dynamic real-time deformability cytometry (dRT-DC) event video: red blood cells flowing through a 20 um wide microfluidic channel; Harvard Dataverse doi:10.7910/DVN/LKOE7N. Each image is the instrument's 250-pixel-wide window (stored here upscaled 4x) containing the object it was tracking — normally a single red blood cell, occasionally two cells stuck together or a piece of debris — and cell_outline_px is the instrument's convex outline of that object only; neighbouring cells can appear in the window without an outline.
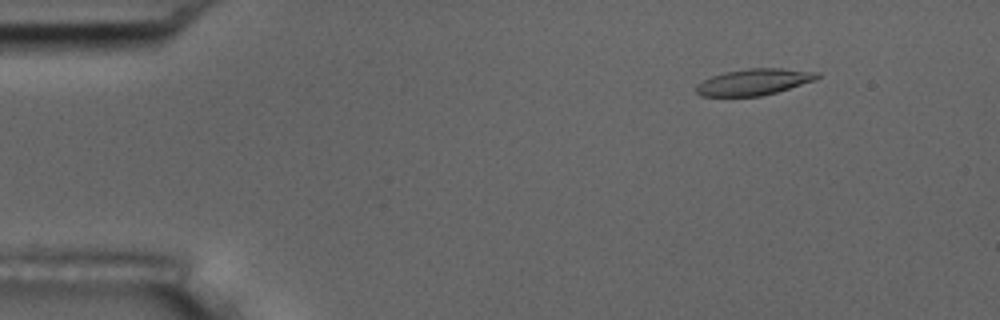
{"species": "common noctule bat (a hibernating species)", "species_latin": "Nyctalus noctula", "temperature_condition": "room temperature", "stored_images_in_passage": 9, "camera_frame_rate_fps": 3000, "um_per_image_px": 0.085, "animal": {"sex": "male", "body_mass_g": 17.5, "forearm_length_mm": 52.3}, "frame": {"image": 1, "passage_image": 2, "time_ms": 1.0, "image_size_px": [1000, 320], "cell_outline_px": [[820, 76], [816, 80], [776, 92], [760, 96], [700, 96], [696, 92], [696, 84], [712, 76], [724, 72], [748, 68], [780, 68], [820, 72]], "centroid_in_image_um": [64.09, 6.96], "position_along_channel_um": 20.9, "area_um2": 18.55}}
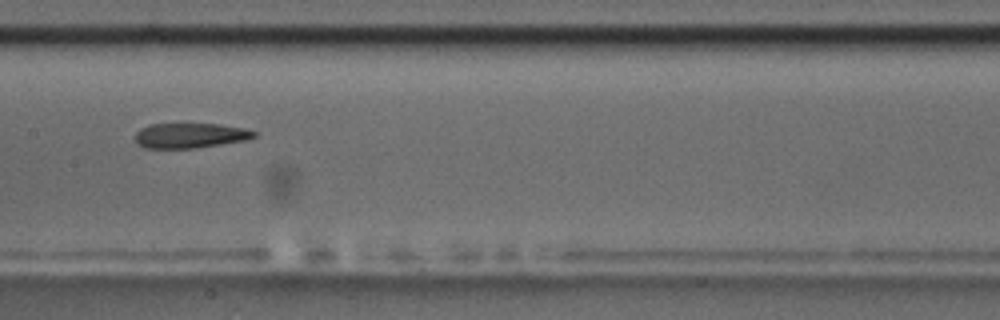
{"frame": {"image": 2, "passage_image": 8, "time_ms": 8.0, "image_size_px": [1000, 320], "cell_outline_px": [[256, 136], [248, 140], [196, 148], [144, 148], [136, 144], [136, 132], [140, 128], [148, 124], [216, 124], [244, 128], [256, 132]], "centroid_in_image_um": [16.14, 11.52], "position_along_channel_um": 191.3, "area_um2": 17.4}}